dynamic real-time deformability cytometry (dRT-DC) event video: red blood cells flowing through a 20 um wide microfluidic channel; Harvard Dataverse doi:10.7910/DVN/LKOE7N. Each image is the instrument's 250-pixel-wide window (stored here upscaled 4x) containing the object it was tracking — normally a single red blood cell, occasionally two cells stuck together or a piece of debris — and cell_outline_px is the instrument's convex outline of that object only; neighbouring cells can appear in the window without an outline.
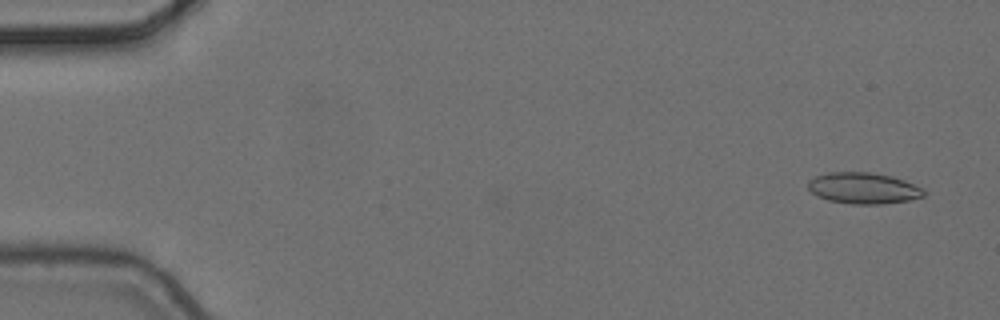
{"species": "common noctule bat (a hibernating species)", "species_latin": "Nyctalus noctula", "temperature_condition": "cold", "stored_images_in_passage": 5, "camera_frame_rate_fps": 3000, "um_per_image_px": 0.085, "animal": {"sex": "female", "body_mass_g": 24.6, "forearm_length_mm": 56.2}, "frame": {"image": 1, "passage_image": 1, "time_ms": 0.0, "image_size_px": [1000, 320], "cell_outline_px": [[924, 196], [908, 200], [884, 204], [852, 204], [828, 200], [816, 196], [808, 188], [808, 180], [816, 176], [832, 172], [872, 172], [892, 176], [904, 180], [924, 188]], "centroid_in_image_um": [73.39, 15.99], "position_along_channel_um": 11.6, "area_um2": 21.1}}
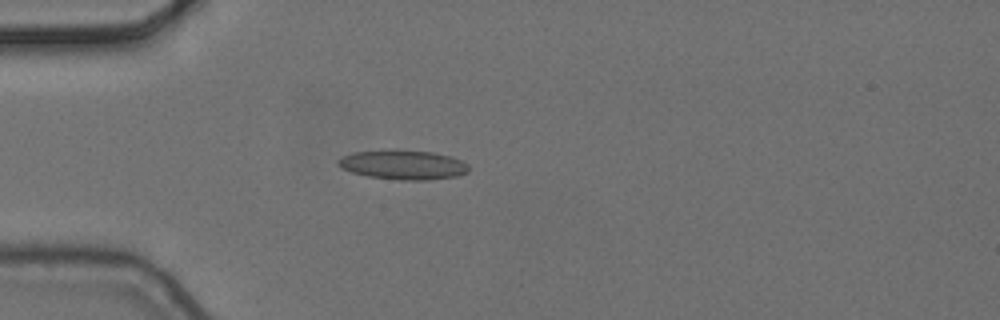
{"frame": {"image": 2, "passage_image": 4, "time_ms": 1.0, "image_size_px": [1000, 320], "cell_outline_px": [[468, 172], [456, 176], [428, 180], [400, 180], [368, 176], [352, 172], [340, 168], [336, 164], [336, 160], [352, 152], [396, 148], [432, 152], [452, 156], [468, 164]], "centroid_in_image_um": [34.23, 13.98], "position_along_channel_um": 50.8, "area_um2": 22.83}}